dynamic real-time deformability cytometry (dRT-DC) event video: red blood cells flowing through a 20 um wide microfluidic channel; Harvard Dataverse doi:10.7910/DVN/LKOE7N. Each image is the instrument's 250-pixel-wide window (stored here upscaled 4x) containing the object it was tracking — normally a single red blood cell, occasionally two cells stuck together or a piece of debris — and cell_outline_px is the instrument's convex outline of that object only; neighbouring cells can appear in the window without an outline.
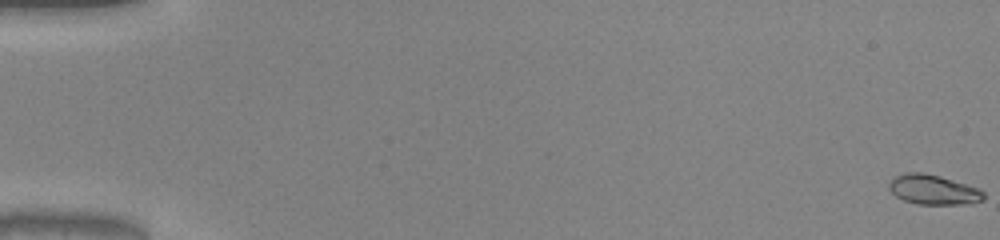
{"species": "common noctule bat (a hibernating species)", "species_latin": "Nyctalus noctula", "temperature_condition": "warm", "stored_images_in_passage": 53, "camera_frame_rate_fps": 3000, "um_per_image_px": 0.085, "animal": {"sex": "male", "body_mass_g": 20.0, "forearm_length_mm": 53.3}, "frame": {"image": 1, "passage_image": 1, "time_ms": 0.0, "image_size_px": [1000, 240], "cell_outline_px": [[984, 200], [960, 204], [916, 204], [904, 200], [896, 196], [888, 188], [888, 184], [896, 176], [904, 172], [920, 172], [940, 176], [976, 188], [984, 192]], "centroid_in_image_um": [79.28, 16.12], "position_along_channel_um": 5.7, "area_um2": 16.13}}
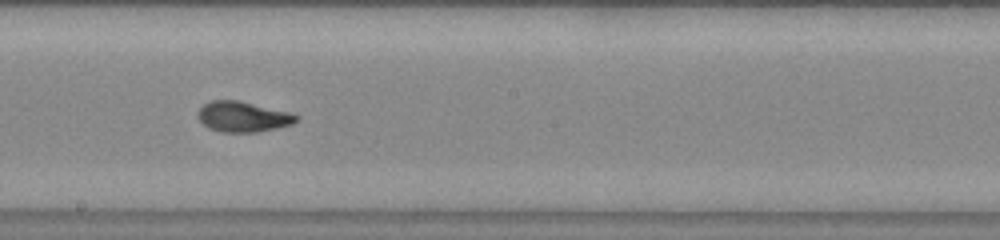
{"frame": {"image": 2, "passage_image": 31, "time_ms": 10.0, "image_size_px": [1000, 240], "cell_outline_px": [[300, 116], [292, 124], [276, 128], [256, 132], [224, 132], [208, 128], [196, 116], [196, 112], [208, 100], [240, 100], [292, 112]], "centroid_in_image_um": [20.64, 9.9], "position_along_channel_um": 227.6, "area_um2": 17.69}}
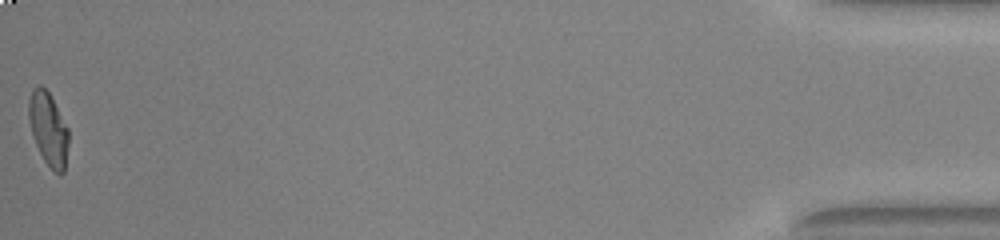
{"frame": {"image": 3, "passage_image": 53, "time_ms": 17.333, "image_size_px": [1000, 240], "cell_outline_px": [[68, 144], [64, 172], [60, 176], [44, 160], [36, 144], [32, 132], [28, 116], [28, 100], [32, 88], [40, 84], [48, 92], [68, 128]], "centroid_in_image_um": [4.1, 10.94], "position_along_channel_um": 431.1, "area_um2": 16.7}, "authors_computed_cell_mechanics": {"area_um2": 16.9932, "velocity_mm_per_s": 4.048, "shape_relaxation_time_tau1_ms": 4.5908, "shape_relaxation_time_tau2_ms": 1.3009, "deformation_change_tau1": 0.2297, "deformation_change_tau2": 0.0382}}